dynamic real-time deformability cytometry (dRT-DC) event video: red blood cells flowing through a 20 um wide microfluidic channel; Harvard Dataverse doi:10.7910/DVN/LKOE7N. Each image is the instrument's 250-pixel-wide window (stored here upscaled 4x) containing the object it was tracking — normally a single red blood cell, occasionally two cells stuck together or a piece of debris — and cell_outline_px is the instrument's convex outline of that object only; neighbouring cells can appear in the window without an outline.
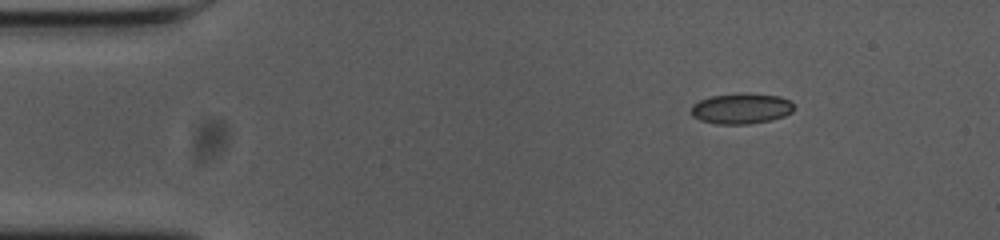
{"species": "common noctule bat (a hibernating species)", "species_latin": "Nyctalus noctula", "temperature_condition": "cold", "stored_images_in_passage": 49, "camera_frame_rate_fps": 3000, "um_per_image_px": 0.085, "animal": {"sex": "female", "body_mass_g": 23.0, "forearm_length_mm": 53.4}, "frame": {"image": 1, "passage_image": 1, "time_ms": 0.0, "image_size_px": [1000, 240], "cell_outline_px": [[796, 108], [792, 112], [784, 116], [772, 120], [748, 124], [716, 124], [700, 120], [692, 116], [688, 112], [692, 104], [700, 100], [712, 96], [744, 92], [748, 92], [780, 96], [788, 100]], "centroid_in_image_um": [62.99, 9.22], "position_along_channel_um": 22.0, "area_um2": 18.73}}
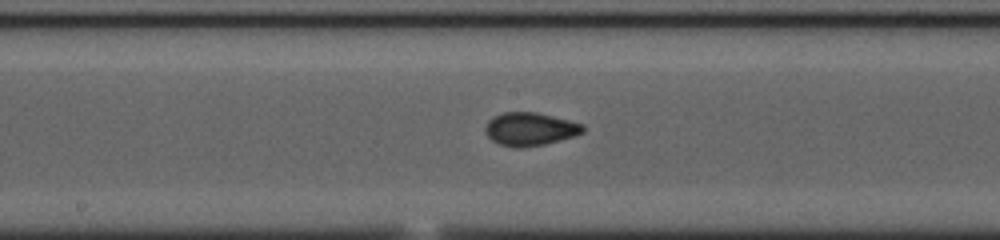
{"frame": {"image": 2, "passage_image": 22, "time_ms": 7.0, "image_size_px": [1000, 240], "cell_outline_px": [[584, 132], [576, 136], [544, 144], [520, 148], [516, 148], [500, 144], [492, 140], [484, 132], [484, 128], [488, 120], [492, 116], [504, 112], [536, 112], [584, 124]], "centroid_in_image_um": [45.04, 10.97], "position_along_channel_um": 203.2, "area_um2": 18.96}}
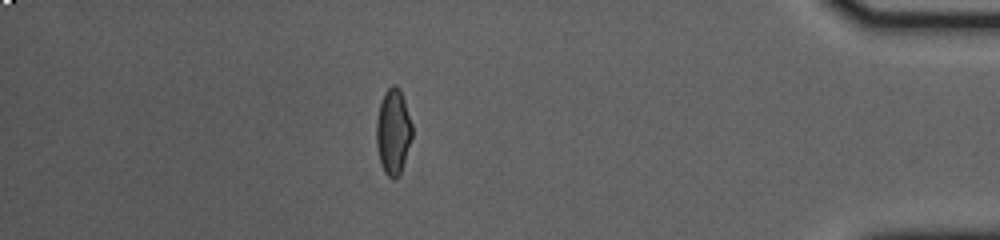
{"frame": {"image": 3, "passage_image": 42, "time_ms": 13.667, "image_size_px": [1000, 240], "cell_outline_px": [[412, 136], [400, 172], [392, 180], [384, 172], [380, 164], [376, 144], [376, 120], [380, 104], [384, 92], [392, 84], [396, 84], [400, 88], [412, 124]], "centroid_in_image_um": [33.4, 11.16], "position_along_channel_um": 401.8, "area_um2": 17.74}, "authors_computed_cell_mechanics": {"area_um2": 17.9758, "velocity_mm_per_s": 3.667, "shape_relaxation_time_tau1_ms": 9.6757, "shape_relaxation_time_tau2_ms": 0.7176, "deformation_change_tau1": 0.2089, "deformation_change_tau2": 0.0394}}